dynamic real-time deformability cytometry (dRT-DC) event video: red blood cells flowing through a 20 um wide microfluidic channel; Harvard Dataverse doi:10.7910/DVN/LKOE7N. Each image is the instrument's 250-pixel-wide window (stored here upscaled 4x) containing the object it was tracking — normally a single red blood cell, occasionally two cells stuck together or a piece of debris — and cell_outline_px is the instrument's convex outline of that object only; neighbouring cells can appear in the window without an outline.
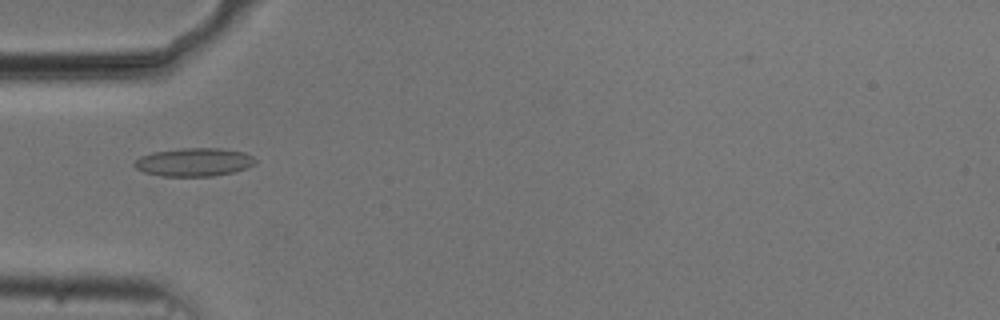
{"species": "common noctule bat (a hibernating species)", "species_latin": "Nyctalus noctula", "temperature_condition": "cold", "stored_images_in_passage": 46, "camera_frame_rate_fps": 3000, "um_per_image_px": 0.085, "animal": {"sex": "male", "body_mass_g": 20.5, "forearm_length_mm": 52.5}, "frame": {"image": 1, "passage_image": 9, "time_ms": 2.667, "image_size_px": [1000, 320], "cell_outline_px": [[256, 160], [248, 168], [232, 172], [212, 176], [160, 176], [144, 172], [136, 168], [132, 164], [140, 156], [152, 152], [180, 148], [220, 148], [244, 152], [252, 156]], "centroid_in_image_um": [16.46, 13.77], "position_along_channel_um": 68.5, "area_um2": 19.94}}
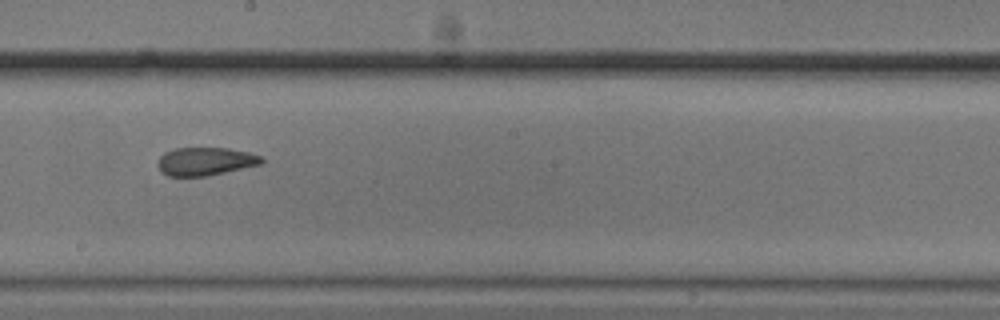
{"frame": {"image": 2, "passage_image": 22, "time_ms": 7.0, "image_size_px": [1000, 320], "cell_outline_px": [[264, 160], [260, 164], [208, 176], [168, 176], [160, 172], [156, 164], [160, 156], [164, 152], [176, 148], [228, 148], [248, 152], [260, 156]], "centroid_in_image_um": [17.4, 13.72], "position_along_channel_um": 230.8, "area_um2": 17.05}}
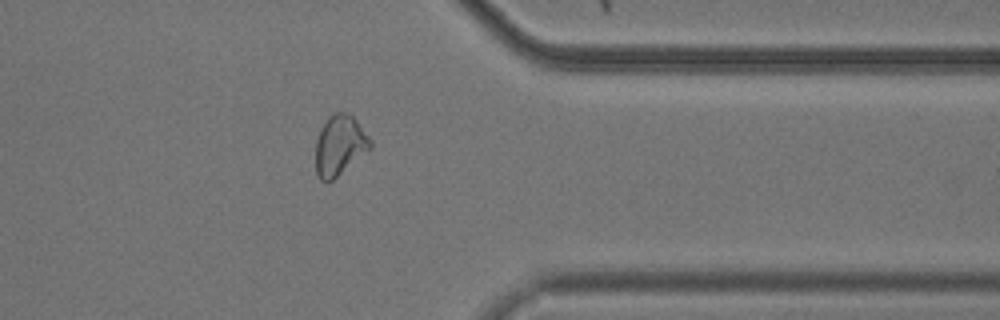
{"frame": {"image": 3, "passage_image": 35, "time_ms": 11.333, "image_size_px": [1000, 320], "cell_outline_px": [[372, 148], [332, 180], [320, 180], [316, 172], [316, 140], [320, 128], [328, 116], [336, 112], [348, 112], [356, 120], [372, 140]], "centroid_in_image_um": [28.88, 12.32], "position_along_channel_um": 382.5, "area_um2": 19.13}, "authors_computed_cell_mechanics": {"area_um2": 18.2648, "velocity_mm_per_s": 3.7333, "shape_relaxation_time_tau1_ms": 8.1288, "shape_relaxation_time_tau2_ms": 2.3085, "deformation_change_tau1": 0.1856, "deformation_change_tau2": 0.0913}}